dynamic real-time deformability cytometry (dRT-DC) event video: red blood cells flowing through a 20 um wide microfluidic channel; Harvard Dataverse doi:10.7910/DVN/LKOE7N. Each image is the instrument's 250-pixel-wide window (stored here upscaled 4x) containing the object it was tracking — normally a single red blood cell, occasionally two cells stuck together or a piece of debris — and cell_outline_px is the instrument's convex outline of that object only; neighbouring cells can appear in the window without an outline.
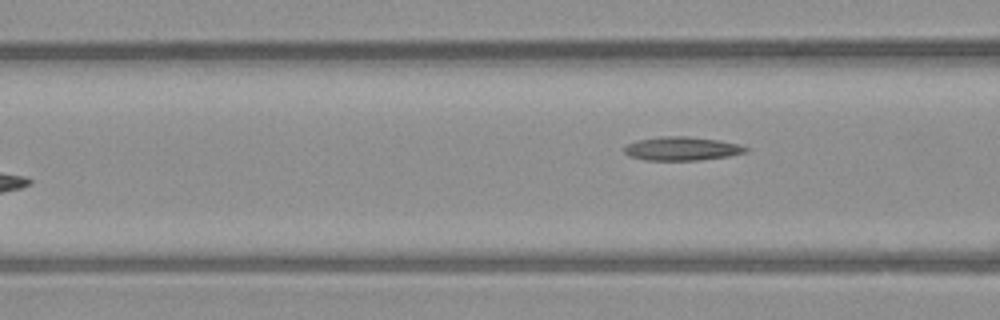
{"species": "common noctule bat (a hibernating species)", "species_latin": "Nyctalus noctula", "temperature_condition": "warm", "stored_images_in_passage": 7, "camera_frame_rate_fps": 3000, "um_per_image_px": 0.085, "animal": {"sex": "male", "body_mass_g": 23.1, "forearm_length_mm": 52.7}, "frame": {"image": 1, "passage_image": 7, "time_ms": 7.333, "image_size_px": [1000, 320], "cell_outline_px": [[748, 152], [728, 156], [700, 160], [644, 160], [628, 156], [624, 152], [624, 148], [628, 144], [636, 140], [660, 136], [688, 136], [720, 140], [740, 144], [748, 148]], "centroid_in_image_um": [57.96, 12.63], "position_along_channel_um": 108.6, "area_um2": 16.94}}